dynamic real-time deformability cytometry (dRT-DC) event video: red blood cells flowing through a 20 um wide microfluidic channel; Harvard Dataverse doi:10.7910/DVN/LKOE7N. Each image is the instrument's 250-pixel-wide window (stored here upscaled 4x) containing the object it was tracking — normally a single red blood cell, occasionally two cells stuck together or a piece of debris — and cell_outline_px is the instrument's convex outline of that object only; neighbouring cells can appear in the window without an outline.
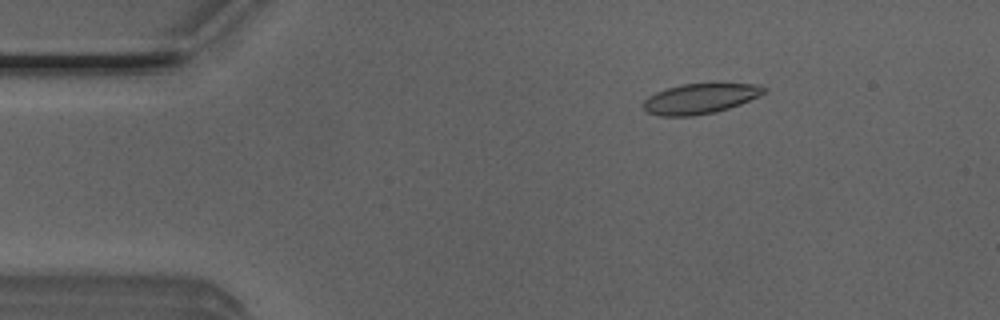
{"species": "Egyptian fruit bat (a non-hibernating species)", "species_latin": "Rousettus aegyptiacus", "temperature_condition": "room temperature", "stored_images_in_passage": 47, "camera_frame_rate_fps": 3000, "um_per_image_px": 0.085, "animal": {"sex": "male"}, "frame": {"image": 1, "passage_image": 4, "time_ms": 1.0, "image_size_px": [1000, 320], "cell_outline_px": [[768, 88], [764, 92], [740, 104], [716, 112], [692, 116], [660, 116], [648, 112], [640, 104], [648, 96], [656, 92], [680, 84], [760, 84]], "centroid_in_image_um": [59.46, 8.39], "position_along_channel_um": 25.5, "area_um2": 21.04}}
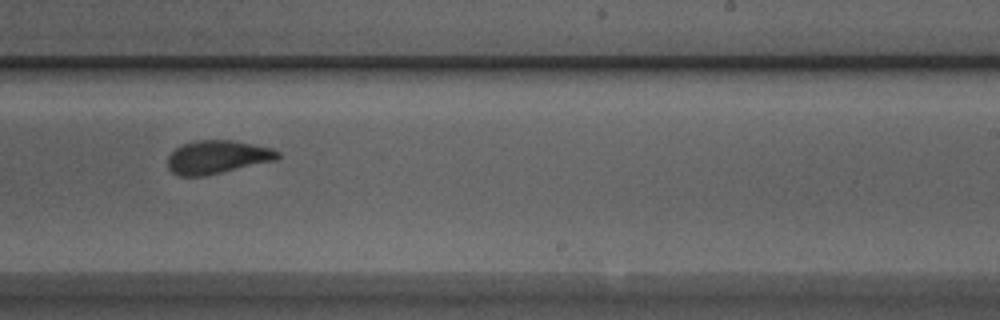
{"frame": {"image": 2, "passage_image": 27, "time_ms": 8.667, "image_size_px": [1000, 320], "cell_outline_px": [[280, 156], [276, 160], [204, 176], [180, 176], [172, 172], [168, 168], [168, 156], [176, 148], [184, 144], [196, 140], [228, 140], [252, 144], [272, 148], [280, 152]], "centroid_in_image_um": [18.47, 13.35], "position_along_channel_um": 270.5, "area_um2": 21.15}}
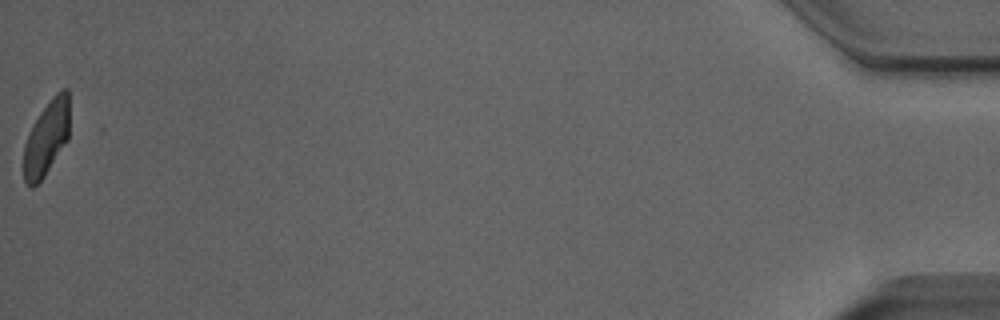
{"frame": {"image": 3, "passage_image": 47, "time_ms": 15.333, "image_size_px": [1000, 320], "cell_outline_px": [[68, 140], [44, 176], [32, 188], [24, 180], [24, 144], [28, 132], [40, 112], [52, 96], [56, 92], [64, 88], [68, 88]], "centroid_in_image_um": [3.94, 11.71], "position_along_channel_um": 431.3, "area_um2": 19.77}, "authors_computed_cell_mechanics": {"area_um2": 21.7328, "velocity_mm_per_s": 4.0149, "shape_relaxation_time_tau1_ms": 3.9456, "shape_relaxation_time_tau2_ms": 1.6068, "deformation_change_tau1": 0.1391, "deformation_change_tau2": 0.0619}}